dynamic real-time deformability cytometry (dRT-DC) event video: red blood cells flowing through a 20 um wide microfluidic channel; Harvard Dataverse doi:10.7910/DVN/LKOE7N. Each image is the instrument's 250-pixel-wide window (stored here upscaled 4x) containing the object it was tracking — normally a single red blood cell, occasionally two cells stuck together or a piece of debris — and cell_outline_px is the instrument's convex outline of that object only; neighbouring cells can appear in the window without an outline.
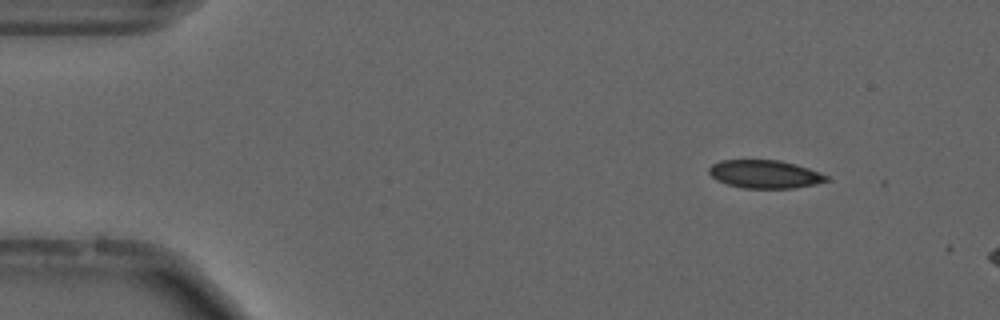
{"species": "common noctule bat (a hibernating species)", "species_latin": "Nyctalus noctula", "temperature_condition": "cold", "stored_images_in_passage": 7, "camera_frame_rate_fps": 3000, "um_per_image_px": 0.085, "animal": {"sex": "male", "forearm_length_mm": 52.5}, "frame": {"image": 1, "passage_image": 1, "time_ms": 0.0, "image_size_px": [1000, 320], "cell_outline_px": [[832, 180], [816, 184], [792, 188], [744, 188], [728, 184], [716, 180], [708, 172], [708, 168], [712, 164], [720, 160], [780, 160], [796, 164], [808, 168], [828, 176]], "centroid_in_image_um": [65.02, 14.8], "position_along_channel_um": 20.0, "area_um2": 19.31}}